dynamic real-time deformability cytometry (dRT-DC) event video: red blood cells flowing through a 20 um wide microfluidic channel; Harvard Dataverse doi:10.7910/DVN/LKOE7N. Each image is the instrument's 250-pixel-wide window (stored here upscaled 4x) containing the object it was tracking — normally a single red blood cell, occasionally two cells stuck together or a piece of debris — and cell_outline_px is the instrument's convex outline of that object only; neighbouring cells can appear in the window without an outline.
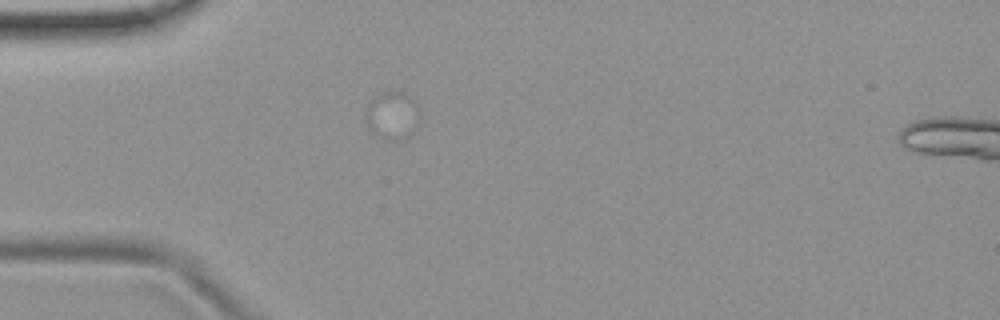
{"species": "common noctule bat (a hibernating species)", "species_latin": "Nyctalus noctula", "temperature_condition": "room temperature", "stored_images_in_passage": 6, "camera_frame_rate_fps": 3000, "um_per_image_px": 0.085, "animal": {"sex": "female", "body_mass_g": 19.9}, "frame": {"image": 1, "passage_image": 4, "time_ms": 1.0, "image_size_px": [1000, 320], "cell_outline_px": [[416, 108], [388, 140], [384, 140], [368, 128], [364, 120], [364, 112], [368, 104], [380, 92], [400, 92], [416, 100]], "centroid_in_image_um": [33.01, 9.6], "position_along_channel_um": 52.0, "area_um2": 12.2}}